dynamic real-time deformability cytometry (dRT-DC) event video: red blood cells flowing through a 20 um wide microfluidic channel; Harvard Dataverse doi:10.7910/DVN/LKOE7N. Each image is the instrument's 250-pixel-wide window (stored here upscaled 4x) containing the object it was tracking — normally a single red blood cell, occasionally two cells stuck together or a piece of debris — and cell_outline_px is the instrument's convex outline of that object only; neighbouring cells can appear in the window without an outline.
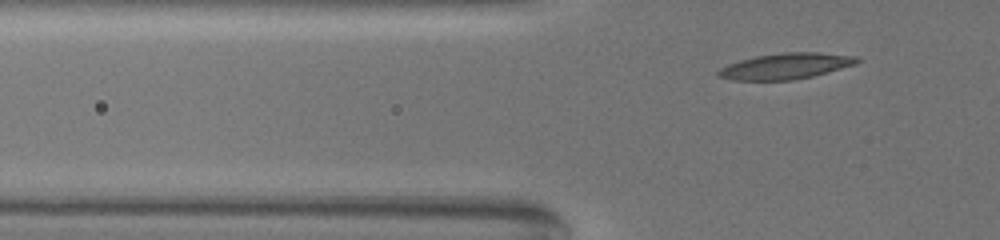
{"species": "common noctule bat (a hibernating species)", "species_latin": "Nyctalus noctula", "temperature_condition": "warm", "stored_images_in_passage": 47, "camera_frame_rate_fps": 3000, "um_per_image_px": 0.085, "animal": {"sex": "female", "body_mass_g": 19.5, "forearm_length_mm": 54.1}, "frame": {"image": 1, "passage_image": 10, "time_ms": 3.0, "image_size_px": [1000, 240], "cell_outline_px": [[860, 60], [856, 64], [812, 76], [792, 80], [732, 80], [716, 76], [716, 72], [720, 68], [728, 64], [740, 60], [756, 56], [780, 52], [820, 52], [856, 56]], "centroid_in_image_um": [66.76, 5.61], "position_along_channel_um": 59.0, "area_um2": 20.98}}
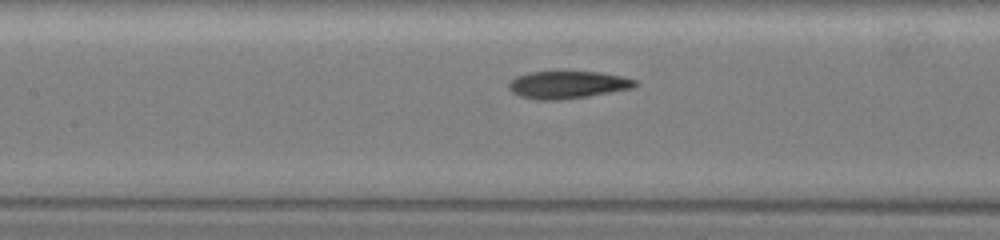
{"frame": {"image": 2, "passage_image": 21, "time_ms": 6.667, "image_size_px": [1000, 240], "cell_outline_px": [[640, 84], [632, 88], [588, 96], [560, 100], [536, 100], [520, 96], [512, 92], [508, 88], [508, 84], [516, 76], [528, 72], [556, 68], [560, 68], [600, 72], [620, 76], [636, 80]], "centroid_in_image_um": [48.21, 7.15], "position_along_channel_um": 159.2, "area_um2": 21.27}}
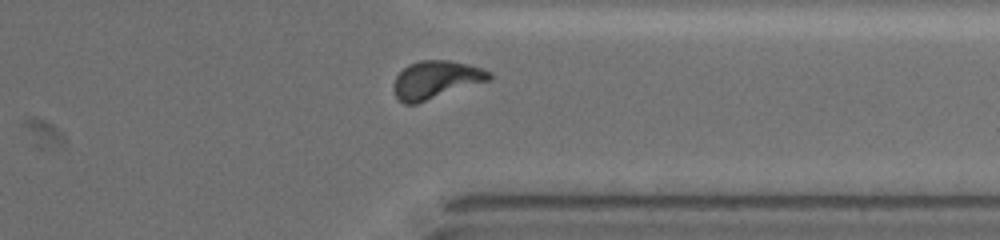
{"frame": {"image": 3, "passage_image": 42, "time_ms": 13.667, "image_size_px": [1000, 240], "cell_outline_px": [[492, 76], [488, 80], [416, 104], [404, 104], [396, 96], [392, 88], [392, 84], [396, 76], [408, 64], [420, 60], [448, 60], [468, 64], [492, 72]], "centroid_in_image_um": [37.01, 6.77], "position_along_channel_um": 374.4, "area_um2": 20.92}, "authors_computed_cell_mechanics": {"area_um2": 20.7502, "velocity_mm_per_s": 3.0804, "shape_relaxation_time_tau1_ms": 5.2321, "shape_relaxation_time_tau2_ms": 1.6412, "deformation_change_tau1": 0.193, "deformation_change_tau2": 0.0811}}